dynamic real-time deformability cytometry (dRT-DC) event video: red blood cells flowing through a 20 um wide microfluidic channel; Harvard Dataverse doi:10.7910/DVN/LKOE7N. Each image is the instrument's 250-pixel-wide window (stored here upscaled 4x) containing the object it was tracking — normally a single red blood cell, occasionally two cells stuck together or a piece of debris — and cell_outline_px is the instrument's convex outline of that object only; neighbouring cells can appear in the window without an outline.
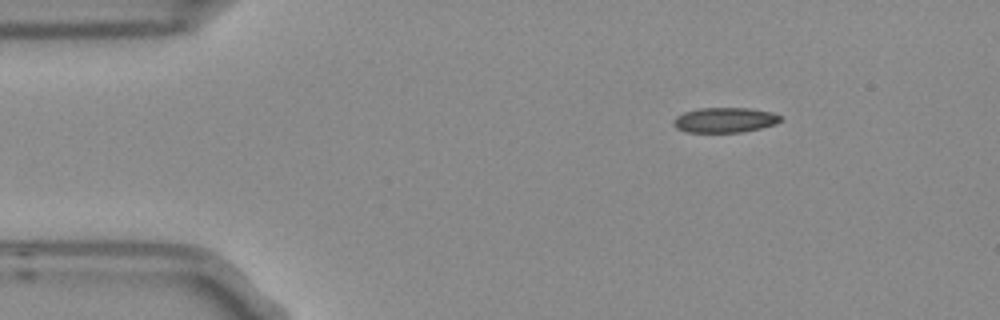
{"species": "Egyptian fruit bat (a non-hibernating species)", "species_latin": "Rousettus aegyptiacus", "temperature_condition": "room temperature", "stored_images_in_passage": 3, "camera_frame_rate_fps": 3000, "um_per_image_px": 0.085, "frame": {"image": 1, "passage_image": 1, "time_ms": 0.0, "image_size_px": [1000, 320], "cell_outline_px": [[784, 116], [776, 124], [760, 128], [740, 132], [688, 132], [676, 128], [672, 124], [672, 120], [676, 116], [684, 112], [700, 108], [752, 108], [772, 112]], "centroid_in_image_um": [61.61, 10.19], "position_along_channel_um": 23.4, "area_um2": 15.72}}